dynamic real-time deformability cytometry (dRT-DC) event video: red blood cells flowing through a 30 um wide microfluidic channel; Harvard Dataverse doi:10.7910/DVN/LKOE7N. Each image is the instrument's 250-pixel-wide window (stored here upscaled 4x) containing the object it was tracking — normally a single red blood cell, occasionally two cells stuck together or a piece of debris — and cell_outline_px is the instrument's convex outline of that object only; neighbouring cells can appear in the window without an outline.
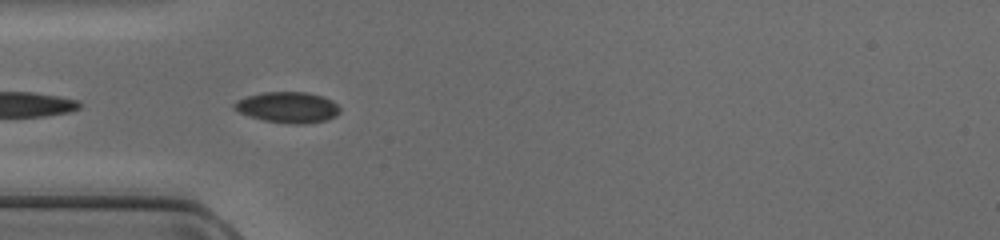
{"species": "common noctule bat (a hibernating species)", "species_latin": "Nyctalus noctula", "temperature_condition": "cold", "stored_images_in_passage": 11, "camera_frame_rate_fps": 3000, "um_per_image_px": 0.085, "animal": {"sex": "female", "body_mass_g": 17.0, "forearm_length_mm": 48.0}, "frame": {"image": 1, "passage_image": 5, "time_ms": 1.333, "image_size_px": [1000, 240], "cell_outline_px": [[340, 112], [336, 116], [328, 120], [304, 124], [292, 124], [264, 120], [248, 116], [232, 108], [232, 104], [236, 100], [248, 96], [264, 92], [308, 92], [324, 96], [332, 100], [340, 108]], "centroid_in_image_um": [24.47, 9.12], "position_along_channel_um": 60.5, "area_um2": 19.19}}